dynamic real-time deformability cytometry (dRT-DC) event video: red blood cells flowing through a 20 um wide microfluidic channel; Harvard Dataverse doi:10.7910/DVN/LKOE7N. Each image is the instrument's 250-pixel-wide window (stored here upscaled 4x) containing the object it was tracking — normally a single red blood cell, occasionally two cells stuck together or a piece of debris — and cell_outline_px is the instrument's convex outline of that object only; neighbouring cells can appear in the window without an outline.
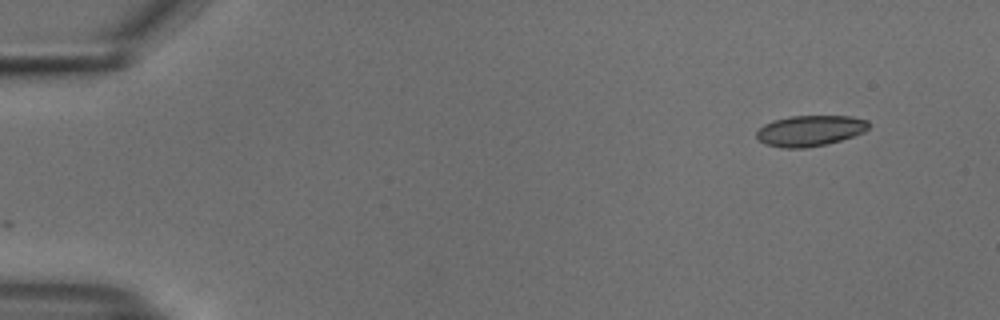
{"species": "common noctule bat (a hibernating species)", "species_latin": "Nyctalus noctula", "temperature_condition": "cold", "stored_images_in_passage": 12, "camera_frame_rate_fps": 3000, "um_per_image_px": 0.085, "animal": {"sex": "male", "body_mass_g": 18.8}, "frame": {"image": 1, "passage_image": 1, "time_ms": 0.0, "image_size_px": [1000, 320], "cell_outline_px": [[868, 128], [864, 132], [840, 140], [824, 144], [804, 148], [784, 148], [764, 144], [756, 136], [756, 132], [764, 124], [772, 120], [788, 116], [852, 116], [868, 120]], "centroid_in_image_um": [68.83, 11.1], "position_along_channel_um": 16.2, "area_um2": 20.06}}
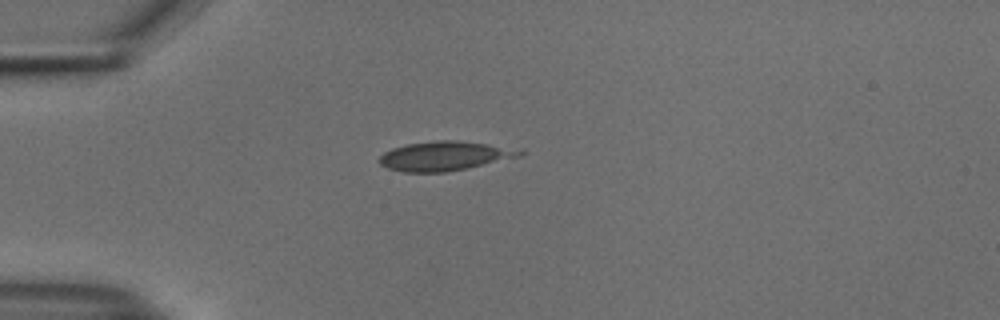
{"frame": {"image": 2, "passage_image": 11, "time_ms": 3.333, "image_size_px": [1000, 320], "cell_outline_px": [[524, 152], [520, 156], [464, 168], [444, 172], [404, 172], [388, 168], [380, 164], [380, 156], [384, 152], [392, 148], [408, 144], [436, 140], [456, 140], [488, 144]], "centroid_in_image_um": [37.69, 13.25], "position_along_channel_um": 47.3, "area_um2": 23.24}}